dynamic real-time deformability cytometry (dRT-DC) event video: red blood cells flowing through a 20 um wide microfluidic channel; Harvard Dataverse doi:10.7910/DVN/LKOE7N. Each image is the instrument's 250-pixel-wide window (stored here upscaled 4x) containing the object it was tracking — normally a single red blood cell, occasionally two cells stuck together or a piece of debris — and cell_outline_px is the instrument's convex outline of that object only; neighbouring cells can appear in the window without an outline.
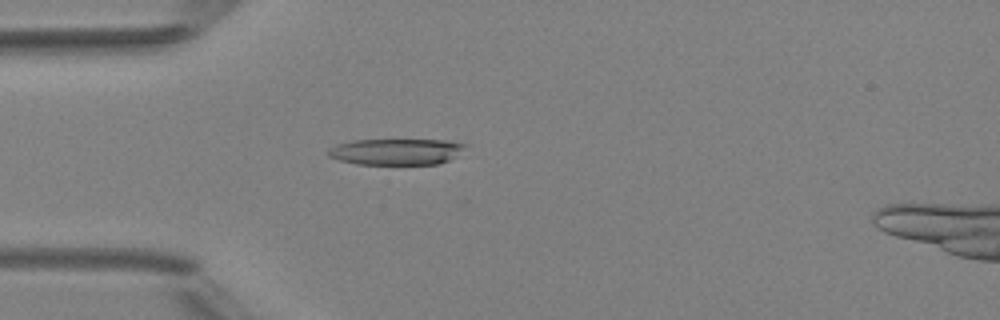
{"species": "Egyptian fruit bat (a non-hibernating species)", "species_latin": "Rousettus aegyptiacus", "temperature_condition": "room temperature", "stored_images_in_passage": 47, "camera_frame_rate_fps": 3000, "um_per_image_px": 0.085, "animal": {"sex": "female"}, "frame": {"image": 1, "passage_image": 12, "time_ms": 3.667, "image_size_px": [1000, 320], "cell_outline_px": [[468, 144], [464, 148], [448, 160], [440, 164], [356, 164], [340, 160], [328, 156], [328, 148], [336, 144], [352, 140], [452, 140]], "centroid_in_image_um": [33.66, 12.88], "position_along_channel_um": 51.3, "area_um2": 20.92}}
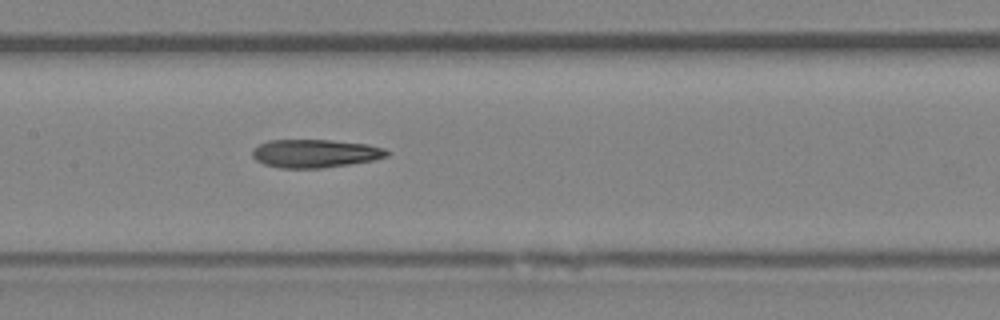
{"frame": {"image": 2, "passage_image": 22, "time_ms": 7.0, "image_size_px": [1000, 320], "cell_outline_px": [[392, 152], [388, 156], [372, 160], [348, 164], [320, 168], [280, 168], [264, 164], [256, 160], [252, 156], [252, 152], [260, 144], [268, 140], [332, 140], [368, 144], [384, 148]], "centroid_in_image_um": [26.81, 13.04], "position_along_channel_um": 180.6, "area_um2": 22.08}}
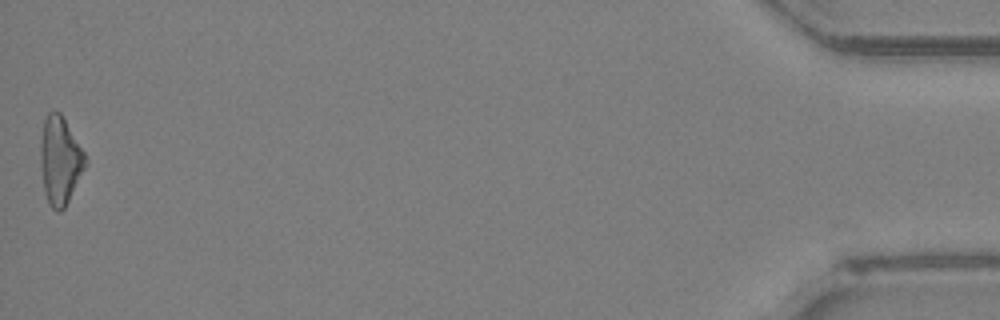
{"frame": {"image": 3, "passage_image": 47, "time_ms": 15.333, "image_size_px": [1000, 320], "cell_outline_px": [[88, 164], [64, 208], [60, 212], [56, 212], [48, 204], [44, 192], [40, 164], [40, 140], [44, 120], [48, 112], [60, 112], [84, 152], [88, 160]], "centroid_in_image_um": [5.1, 13.67], "position_along_channel_um": 430.1, "area_um2": 23.12}, "authors_computed_cell_mechanics": {"area_um2": 22.1374, "velocity_mm_per_s": 4.2084, "shape_relaxation_time_tau1_ms": null, "shape_relaxation_time_tau2_ms": 2.8598, "deformation_change_tau1": null, "deformation_change_tau2": 0.1436}}